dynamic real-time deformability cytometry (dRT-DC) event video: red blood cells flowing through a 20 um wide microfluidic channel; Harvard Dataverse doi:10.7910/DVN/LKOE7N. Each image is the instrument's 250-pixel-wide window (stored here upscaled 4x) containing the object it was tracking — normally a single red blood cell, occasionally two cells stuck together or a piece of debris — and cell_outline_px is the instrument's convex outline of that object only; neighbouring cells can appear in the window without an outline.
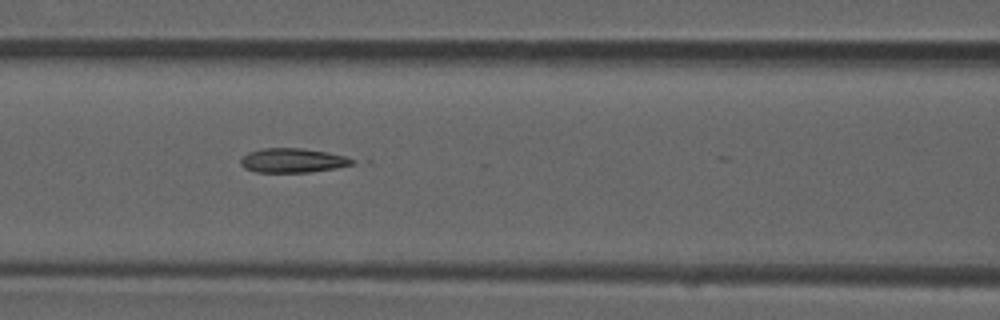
{"species": "common noctule bat (a hibernating species)", "species_latin": "Nyctalus noctula", "temperature_condition": "room temperature", "stored_images_in_passage": 27, "camera_frame_rate_fps": 3000, "um_per_image_px": 0.085, "animal": {"sex": "male", "forearm_length_mm": 52.5}, "frame": {"image": 1, "passage_image": 22, "time_ms": 7.0, "image_size_px": [1000, 320], "cell_outline_px": [[356, 160], [352, 164], [336, 168], [308, 172], [256, 172], [244, 168], [240, 164], [240, 160], [248, 152], [260, 148], [300, 148], [328, 152], [344, 156]], "centroid_in_image_um": [24.85, 13.63], "position_along_channel_um": 141.8, "area_um2": 15.78}}
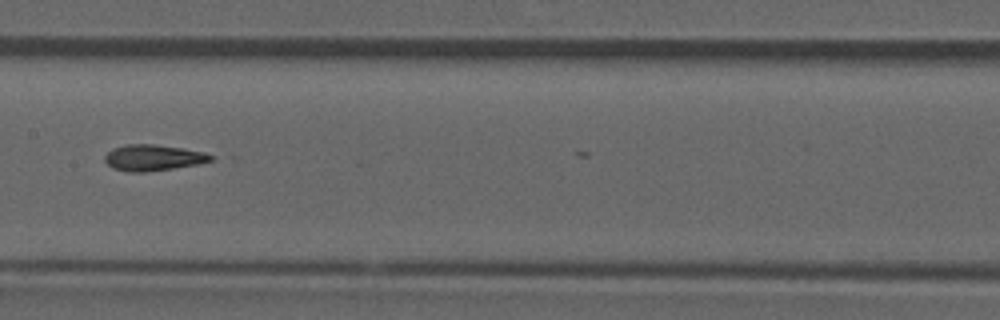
{"frame": {"image": 2, "passage_image": 26, "time_ms": 8.333, "image_size_px": [1000, 320], "cell_outline_px": [[212, 160], [196, 164], [172, 168], [144, 172], [128, 172], [112, 168], [104, 160], [104, 156], [112, 148], [128, 144], [152, 144], [184, 148], [204, 152], [212, 156]], "centroid_in_image_um": [12.97, 13.4], "position_along_channel_um": 194.4, "area_um2": 15.95}}